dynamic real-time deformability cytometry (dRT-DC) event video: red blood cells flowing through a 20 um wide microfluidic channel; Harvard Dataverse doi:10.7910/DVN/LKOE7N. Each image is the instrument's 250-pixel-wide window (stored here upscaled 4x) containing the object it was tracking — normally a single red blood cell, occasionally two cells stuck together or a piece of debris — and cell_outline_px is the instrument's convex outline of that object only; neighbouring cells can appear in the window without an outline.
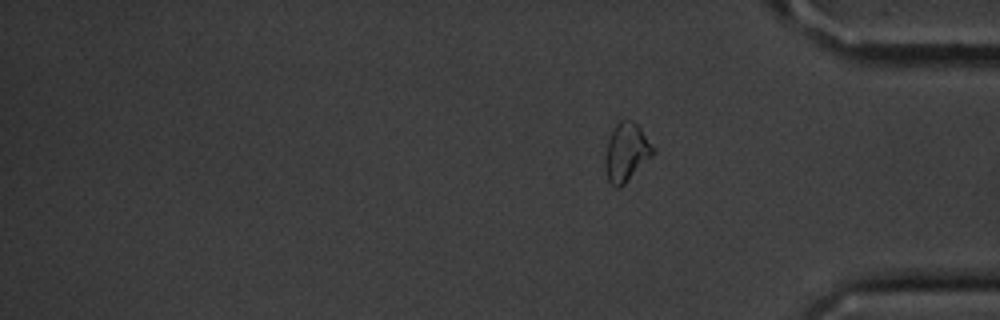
{"species": "common noctule bat (a hibernating species)", "species_latin": "Nyctalus noctula", "temperature_condition": "cold", "stored_images_in_passage": 15, "segment_of_instrument_passage": [2, 2], "camera_frame_rate_fps": 3000, "um_per_image_px": 0.085, "animal": {"sex": "male", "body_mass_g": 20.1, "forearm_length_mm": 53.5}, "frame": {"image": 1, "passage_image": 15, "time_ms": 18.0, "image_size_px": [1000, 320], "cell_outline_px": [[656, 152], [620, 188], [616, 188], [608, 180], [604, 164], [604, 156], [608, 140], [616, 124], [620, 120], [632, 120], [640, 128], [656, 148]], "centroid_in_image_um": [53.24, 12.94], "position_along_channel_um": 382.0, "area_um2": 16.3}}